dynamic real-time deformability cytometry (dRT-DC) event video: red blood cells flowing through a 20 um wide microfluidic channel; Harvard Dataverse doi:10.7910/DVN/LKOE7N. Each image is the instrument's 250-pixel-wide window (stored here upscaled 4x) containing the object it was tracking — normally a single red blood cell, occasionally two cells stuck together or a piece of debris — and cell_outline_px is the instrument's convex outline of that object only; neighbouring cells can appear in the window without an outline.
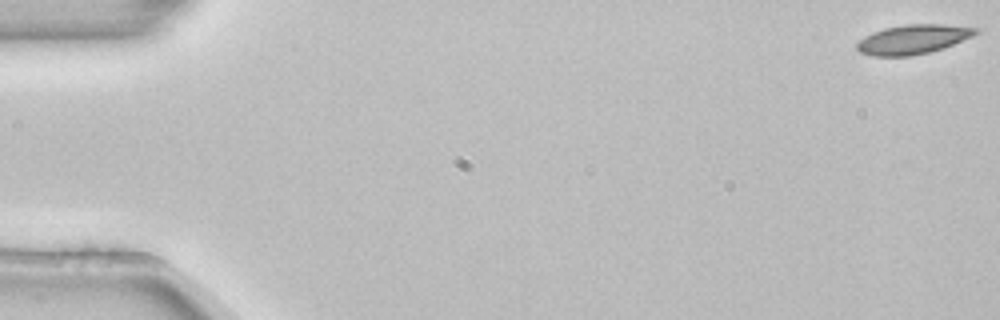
{"species": "common noctule bat (a hibernating species)", "species_latin": "Nyctalus noctula", "temperature_condition": "room temperature", "stored_images_in_passage": 5, "camera_frame_rate_fps": 3000, "um_per_image_px": 0.085, "animal": {"sex": "female", "body_mass_g": 22.7, "forearm_length_mm": 54.2}, "frame": {"image": 1, "passage_image": 1, "time_ms": 0.0, "image_size_px": [1000, 320], "cell_outline_px": [[980, 32], [972, 36], [944, 48], [912, 56], [872, 56], [860, 52], [856, 48], [856, 44], [864, 36], [872, 32], [884, 28], [908, 24], [944, 24], [980, 28]], "centroid_in_image_um": [77.61, 3.34], "position_along_channel_um": 7.4, "area_um2": 20.4}}
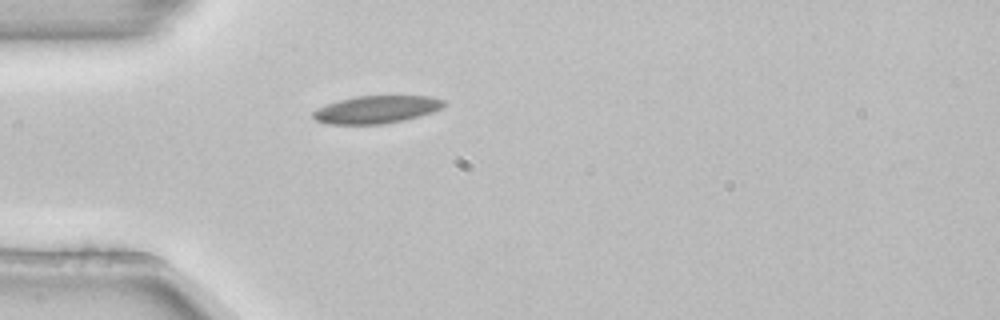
{"frame": {"image": 2, "passage_image": 5, "time_ms": 1.333, "image_size_px": [1000, 320], "cell_outline_px": [[448, 104], [432, 112], [420, 116], [404, 120], [380, 124], [328, 124], [316, 120], [312, 116], [312, 112], [316, 108], [340, 100], [356, 96], [428, 96], [444, 100]], "centroid_in_image_um": [32.0, 9.31], "position_along_channel_um": 53.0, "area_um2": 20.98}}